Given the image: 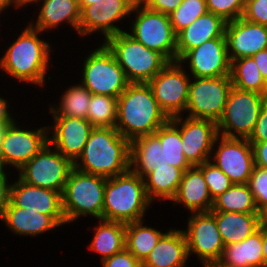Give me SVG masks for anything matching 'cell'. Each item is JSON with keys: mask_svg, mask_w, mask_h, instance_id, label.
<instances>
[{"mask_svg": "<svg viewBox=\"0 0 267 267\" xmlns=\"http://www.w3.org/2000/svg\"><path fill=\"white\" fill-rule=\"evenodd\" d=\"M168 120L148 83H130L117 98L115 129L130 142L154 134Z\"/></svg>", "mask_w": 267, "mask_h": 267, "instance_id": "1", "label": "cell"}, {"mask_svg": "<svg viewBox=\"0 0 267 267\" xmlns=\"http://www.w3.org/2000/svg\"><path fill=\"white\" fill-rule=\"evenodd\" d=\"M79 159L82 164L77 162ZM130 166V141L115 127H94L74 162L77 170L105 178L123 174Z\"/></svg>", "mask_w": 267, "mask_h": 267, "instance_id": "2", "label": "cell"}, {"mask_svg": "<svg viewBox=\"0 0 267 267\" xmlns=\"http://www.w3.org/2000/svg\"><path fill=\"white\" fill-rule=\"evenodd\" d=\"M150 203L144 179L129 169L107 178L102 219L124 224L141 221Z\"/></svg>", "mask_w": 267, "mask_h": 267, "instance_id": "3", "label": "cell"}, {"mask_svg": "<svg viewBox=\"0 0 267 267\" xmlns=\"http://www.w3.org/2000/svg\"><path fill=\"white\" fill-rule=\"evenodd\" d=\"M40 32L29 24L0 59V67L13 78L44 85L51 48L38 38Z\"/></svg>", "mask_w": 267, "mask_h": 267, "instance_id": "4", "label": "cell"}, {"mask_svg": "<svg viewBox=\"0 0 267 267\" xmlns=\"http://www.w3.org/2000/svg\"><path fill=\"white\" fill-rule=\"evenodd\" d=\"M104 43L113 52L129 83H148L169 61L122 31Z\"/></svg>", "mask_w": 267, "mask_h": 267, "instance_id": "5", "label": "cell"}, {"mask_svg": "<svg viewBox=\"0 0 267 267\" xmlns=\"http://www.w3.org/2000/svg\"><path fill=\"white\" fill-rule=\"evenodd\" d=\"M107 178L73 168L62 193V207L66 223L83 215L102 219L104 190Z\"/></svg>", "mask_w": 267, "mask_h": 267, "instance_id": "6", "label": "cell"}, {"mask_svg": "<svg viewBox=\"0 0 267 267\" xmlns=\"http://www.w3.org/2000/svg\"><path fill=\"white\" fill-rule=\"evenodd\" d=\"M266 101L267 95L233 86L229 92L224 113L217 123L218 135L248 139L253 133L260 110Z\"/></svg>", "mask_w": 267, "mask_h": 267, "instance_id": "7", "label": "cell"}, {"mask_svg": "<svg viewBox=\"0 0 267 267\" xmlns=\"http://www.w3.org/2000/svg\"><path fill=\"white\" fill-rule=\"evenodd\" d=\"M135 10L137 18L129 35L147 48L162 54L169 62L177 61L176 34L170 16L149 10L139 0L132 8V11Z\"/></svg>", "mask_w": 267, "mask_h": 267, "instance_id": "8", "label": "cell"}, {"mask_svg": "<svg viewBox=\"0 0 267 267\" xmlns=\"http://www.w3.org/2000/svg\"><path fill=\"white\" fill-rule=\"evenodd\" d=\"M83 68L82 85L92 94L118 98L130 84L105 43L86 58Z\"/></svg>", "mask_w": 267, "mask_h": 267, "instance_id": "9", "label": "cell"}, {"mask_svg": "<svg viewBox=\"0 0 267 267\" xmlns=\"http://www.w3.org/2000/svg\"><path fill=\"white\" fill-rule=\"evenodd\" d=\"M189 84L186 111L188 117L218 123L222 117L233 84L230 76L214 78L195 77Z\"/></svg>", "mask_w": 267, "mask_h": 267, "instance_id": "10", "label": "cell"}, {"mask_svg": "<svg viewBox=\"0 0 267 267\" xmlns=\"http://www.w3.org/2000/svg\"><path fill=\"white\" fill-rule=\"evenodd\" d=\"M51 152L48 143L20 169L19 178L27 184L63 193L74 163L57 149Z\"/></svg>", "mask_w": 267, "mask_h": 267, "instance_id": "11", "label": "cell"}, {"mask_svg": "<svg viewBox=\"0 0 267 267\" xmlns=\"http://www.w3.org/2000/svg\"><path fill=\"white\" fill-rule=\"evenodd\" d=\"M180 65L179 61L169 62L148 82L158 105L169 119L180 116L187 107L190 80Z\"/></svg>", "mask_w": 267, "mask_h": 267, "instance_id": "12", "label": "cell"}, {"mask_svg": "<svg viewBox=\"0 0 267 267\" xmlns=\"http://www.w3.org/2000/svg\"><path fill=\"white\" fill-rule=\"evenodd\" d=\"M46 127L35 131L22 130L14 123L7 126L0 146V162L20 169L30 161L48 143Z\"/></svg>", "mask_w": 267, "mask_h": 267, "instance_id": "13", "label": "cell"}, {"mask_svg": "<svg viewBox=\"0 0 267 267\" xmlns=\"http://www.w3.org/2000/svg\"><path fill=\"white\" fill-rule=\"evenodd\" d=\"M183 232L187 241L188 255L194 252L202 263L220 260L225 245L211 211L195 212L188 220L187 230Z\"/></svg>", "mask_w": 267, "mask_h": 267, "instance_id": "14", "label": "cell"}, {"mask_svg": "<svg viewBox=\"0 0 267 267\" xmlns=\"http://www.w3.org/2000/svg\"><path fill=\"white\" fill-rule=\"evenodd\" d=\"M178 116L184 157L191 166H198L210 158L214 144L219 141L217 124L210 120Z\"/></svg>", "mask_w": 267, "mask_h": 267, "instance_id": "15", "label": "cell"}, {"mask_svg": "<svg viewBox=\"0 0 267 267\" xmlns=\"http://www.w3.org/2000/svg\"><path fill=\"white\" fill-rule=\"evenodd\" d=\"M220 145L213 162L233 182L247 184L252 174L254 154L251 143L246 138H227L219 135Z\"/></svg>", "mask_w": 267, "mask_h": 267, "instance_id": "16", "label": "cell"}, {"mask_svg": "<svg viewBox=\"0 0 267 267\" xmlns=\"http://www.w3.org/2000/svg\"><path fill=\"white\" fill-rule=\"evenodd\" d=\"M187 60L193 78L230 76L231 62L227 52L225 35L206 41L187 51L178 61L182 64Z\"/></svg>", "mask_w": 267, "mask_h": 267, "instance_id": "17", "label": "cell"}, {"mask_svg": "<svg viewBox=\"0 0 267 267\" xmlns=\"http://www.w3.org/2000/svg\"><path fill=\"white\" fill-rule=\"evenodd\" d=\"M137 1L105 0L100 4L85 6L81 10L78 33L83 36L101 30L105 41L121 33L123 30L113 24L133 12L132 8Z\"/></svg>", "mask_w": 267, "mask_h": 267, "instance_id": "18", "label": "cell"}, {"mask_svg": "<svg viewBox=\"0 0 267 267\" xmlns=\"http://www.w3.org/2000/svg\"><path fill=\"white\" fill-rule=\"evenodd\" d=\"M9 201L14 206L50 215L59 225L66 223L60 192L27 184L19 178L10 185Z\"/></svg>", "mask_w": 267, "mask_h": 267, "instance_id": "19", "label": "cell"}, {"mask_svg": "<svg viewBox=\"0 0 267 267\" xmlns=\"http://www.w3.org/2000/svg\"><path fill=\"white\" fill-rule=\"evenodd\" d=\"M225 39L230 62L251 57L267 49V26L240 17L227 22Z\"/></svg>", "mask_w": 267, "mask_h": 267, "instance_id": "20", "label": "cell"}, {"mask_svg": "<svg viewBox=\"0 0 267 267\" xmlns=\"http://www.w3.org/2000/svg\"><path fill=\"white\" fill-rule=\"evenodd\" d=\"M53 117L55 126L49 143L74 163L81 155L94 126L87 119L62 115Z\"/></svg>", "mask_w": 267, "mask_h": 267, "instance_id": "21", "label": "cell"}, {"mask_svg": "<svg viewBox=\"0 0 267 267\" xmlns=\"http://www.w3.org/2000/svg\"><path fill=\"white\" fill-rule=\"evenodd\" d=\"M227 22L212 12L198 17L188 27L176 35L177 61L189 50L200 46L206 41L225 35Z\"/></svg>", "mask_w": 267, "mask_h": 267, "instance_id": "22", "label": "cell"}, {"mask_svg": "<svg viewBox=\"0 0 267 267\" xmlns=\"http://www.w3.org/2000/svg\"><path fill=\"white\" fill-rule=\"evenodd\" d=\"M188 257L187 241L183 230L172 229L161 236L141 266L184 267Z\"/></svg>", "mask_w": 267, "mask_h": 267, "instance_id": "23", "label": "cell"}, {"mask_svg": "<svg viewBox=\"0 0 267 267\" xmlns=\"http://www.w3.org/2000/svg\"><path fill=\"white\" fill-rule=\"evenodd\" d=\"M171 201L184 204L194 213L212 210L214 200L198 166H191L184 172L177 193Z\"/></svg>", "mask_w": 267, "mask_h": 267, "instance_id": "24", "label": "cell"}, {"mask_svg": "<svg viewBox=\"0 0 267 267\" xmlns=\"http://www.w3.org/2000/svg\"><path fill=\"white\" fill-rule=\"evenodd\" d=\"M167 164L164 148L161 147V142L155 134L141 136L130 142V169L141 178L145 179L155 167Z\"/></svg>", "mask_w": 267, "mask_h": 267, "instance_id": "25", "label": "cell"}, {"mask_svg": "<svg viewBox=\"0 0 267 267\" xmlns=\"http://www.w3.org/2000/svg\"><path fill=\"white\" fill-rule=\"evenodd\" d=\"M8 228L19 235H34L60 226L50 215L14 206L10 201L1 217Z\"/></svg>", "mask_w": 267, "mask_h": 267, "instance_id": "26", "label": "cell"}, {"mask_svg": "<svg viewBox=\"0 0 267 267\" xmlns=\"http://www.w3.org/2000/svg\"><path fill=\"white\" fill-rule=\"evenodd\" d=\"M225 246L241 242L259 229L260 213L211 211Z\"/></svg>", "mask_w": 267, "mask_h": 267, "instance_id": "27", "label": "cell"}, {"mask_svg": "<svg viewBox=\"0 0 267 267\" xmlns=\"http://www.w3.org/2000/svg\"><path fill=\"white\" fill-rule=\"evenodd\" d=\"M262 225L241 242L224 247L220 260L231 267H264Z\"/></svg>", "mask_w": 267, "mask_h": 267, "instance_id": "28", "label": "cell"}, {"mask_svg": "<svg viewBox=\"0 0 267 267\" xmlns=\"http://www.w3.org/2000/svg\"><path fill=\"white\" fill-rule=\"evenodd\" d=\"M80 17L81 9L78 0H43L36 25H30L43 32L67 21L78 31Z\"/></svg>", "mask_w": 267, "mask_h": 267, "instance_id": "29", "label": "cell"}, {"mask_svg": "<svg viewBox=\"0 0 267 267\" xmlns=\"http://www.w3.org/2000/svg\"><path fill=\"white\" fill-rule=\"evenodd\" d=\"M187 169H180L170 164L155 167L144 179L145 190L149 200L155 197L172 200L178 190L179 184Z\"/></svg>", "mask_w": 267, "mask_h": 267, "instance_id": "30", "label": "cell"}, {"mask_svg": "<svg viewBox=\"0 0 267 267\" xmlns=\"http://www.w3.org/2000/svg\"><path fill=\"white\" fill-rule=\"evenodd\" d=\"M89 248L102 255V261L125 248L126 224L100 219Z\"/></svg>", "mask_w": 267, "mask_h": 267, "instance_id": "31", "label": "cell"}, {"mask_svg": "<svg viewBox=\"0 0 267 267\" xmlns=\"http://www.w3.org/2000/svg\"><path fill=\"white\" fill-rule=\"evenodd\" d=\"M230 78L234 87L267 95V83L252 56L231 61Z\"/></svg>", "mask_w": 267, "mask_h": 267, "instance_id": "32", "label": "cell"}, {"mask_svg": "<svg viewBox=\"0 0 267 267\" xmlns=\"http://www.w3.org/2000/svg\"><path fill=\"white\" fill-rule=\"evenodd\" d=\"M142 222L143 220L128 223L125 229V247L141 263L147 258L164 234L154 228L142 226Z\"/></svg>", "mask_w": 267, "mask_h": 267, "instance_id": "33", "label": "cell"}, {"mask_svg": "<svg viewBox=\"0 0 267 267\" xmlns=\"http://www.w3.org/2000/svg\"><path fill=\"white\" fill-rule=\"evenodd\" d=\"M178 126L180 125L177 116L169 119L154 134L159 138L161 147L164 148L165 162L180 169H188L191 165L184 157Z\"/></svg>", "mask_w": 267, "mask_h": 267, "instance_id": "34", "label": "cell"}, {"mask_svg": "<svg viewBox=\"0 0 267 267\" xmlns=\"http://www.w3.org/2000/svg\"><path fill=\"white\" fill-rule=\"evenodd\" d=\"M211 211L260 213L248 184H233L214 199Z\"/></svg>", "mask_w": 267, "mask_h": 267, "instance_id": "35", "label": "cell"}, {"mask_svg": "<svg viewBox=\"0 0 267 267\" xmlns=\"http://www.w3.org/2000/svg\"><path fill=\"white\" fill-rule=\"evenodd\" d=\"M92 93L82 84L69 88L61 98L59 108L50 107L53 115H62L87 119L88 105Z\"/></svg>", "mask_w": 267, "mask_h": 267, "instance_id": "36", "label": "cell"}, {"mask_svg": "<svg viewBox=\"0 0 267 267\" xmlns=\"http://www.w3.org/2000/svg\"><path fill=\"white\" fill-rule=\"evenodd\" d=\"M117 119V98L92 94L88 105L87 120L94 127H115Z\"/></svg>", "mask_w": 267, "mask_h": 267, "instance_id": "37", "label": "cell"}, {"mask_svg": "<svg viewBox=\"0 0 267 267\" xmlns=\"http://www.w3.org/2000/svg\"><path fill=\"white\" fill-rule=\"evenodd\" d=\"M208 12L206 0H183L169 16L175 34Z\"/></svg>", "mask_w": 267, "mask_h": 267, "instance_id": "38", "label": "cell"}, {"mask_svg": "<svg viewBox=\"0 0 267 267\" xmlns=\"http://www.w3.org/2000/svg\"><path fill=\"white\" fill-rule=\"evenodd\" d=\"M211 161L212 160L205 161L198 165V167L202 170L203 178L207 183L209 193L214 200L229 189L233 185V182L219 167L214 163H211Z\"/></svg>", "mask_w": 267, "mask_h": 267, "instance_id": "39", "label": "cell"}, {"mask_svg": "<svg viewBox=\"0 0 267 267\" xmlns=\"http://www.w3.org/2000/svg\"><path fill=\"white\" fill-rule=\"evenodd\" d=\"M246 0H206L208 12L222 17L226 22L243 16Z\"/></svg>", "mask_w": 267, "mask_h": 267, "instance_id": "40", "label": "cell"}, {"mask_svg": "<svg viewBox=\"0 0 267 267\" xmlns=\"http://www.w3.org/2000/svg\"><path fill=\"white\" fill-rule=\"evenodd\" d=\"M247 184L261 212L267 206V169L254 166Z\"/></svg>", "mask_w": 267, "mask_h": 267, "instance_id": "41", "label": "cell"}, {"mask_svg": "<svg viewBox=\"0 0 267 267\" xmlns=\"http://www.w3.org/2000/svg\"><path fill=\"white\" fill-rule=\"evenodd\" d=\"M242 18L267 26V0H246Z\"/></svg>", "mask_w": 267, "mask_h": 267, "instance_id": "42", "label": "cell"}, {"mask_svg": "<svg viewBox=\"0 0 267 267\" xmlns=\"http://www.w3.org/2000/svg\"><path fill=\"white\" fill-rule=\"evenodd\" d=\"M103 267H142L141 262L125 247L102 261Z\"/></svg>", "mask_w": 267, "mask_h": 267, "instance_id": "43", "label": "cell"}, {"mask_svg": "<svg viewBox=\"0 0 267 267\" xmlns=\"http://www.w3.org/2000/svg\"><path fill=\"white\" fill-rule=\"evenodd\" d=\"M248 141L250 143L267 142V101L260 110L257 123Z\"/></svg>", "mask_w": 267, "mask_h": 267, "instance_id": "44", "label": "cell"}, {"mask_svg": "<svg viewBox=\"0 0 267 267\" xmlns=\"http://www.w3.org/2000/svg\"><path fill=\"white\" fill-rule=\"evenodd\" d=\"M149 10L170 15L183 0H139Z\"/></svg>", "mask_w": 267, "mask_h": 267, "instance_id": "45", "label": "cell"}, {"mask_svg": "<svg viewBox=\"0 0 267 267\" xmlns=\"http://www.w3.org/2000/svg\"><path fill=\"white\" fill-rule=\"evenodd\" d=\"M255 166L267 169V142L251 143Z\"/></svg>", "mask_w": 267, "mask_h": 267, "instance_id": "46", "label": "cell"}, {"mask_svg": "<svg viewBox=\"0 0 267 267\" xmlns=\"http://www.w3.org/2000/svg\"><path fill=\"white\" fill-rule=\"evenodd\" d=\"M7 180V175L3 170L0 173V218L3 215L5 207L9 203L10 186L8 185V183H6Z\"/></svg>", "mask_w": 267, "mask_h": 267, "instance_id": "47", "label": "cell"}, {"mask_svg": "<svg viewBox=\"0 0 267 267\" xmlns=\"http://www.w3.org/2000/svg\"><path fill=\"white\" fill-rule=\"evenodd\" d=\"M252 58L255 60L261 76L267 83V49L259 51Z\"/></svg>", "mask_w": 267, "mask_h": 267, "instance_id": "48", "label": "cell"}, {"mask_svg": "<svg viewBox=\"0 0 267 267\" xmlns=\"http://www.w3.org/2000/svg\"><path fill=\"white\" fill-rule=\"evenodd\" d=\"M7 101L0 97V124H12L15 121L7 111Z\"/></svg>", "mask_w": 267, "mask_h": 267, "instance_id": "49", "label": "cell"}, {"mask_svg": "<svg viewBox=\"0 0 267 267\" xmlns=\"http://www.w3.org/2000/svg\"><path fill=\"white\" fill-rule=\"evenodd\" d=\"M262 241H263V258H264V267H267V227L262 226Z\"/></svg>", "mask_w": 267, "mask_h": 267, "instance_id": "50", "label": "cell"}, {"mask_svg": "<svg viewBox=\"0 0 267 267\" xmlns=\"http://www.w3.org/2000/svg\"><path fill=\"white\" fill-rule=\"evenodd\" d=\"M204 267H231L229 265L224 264L221 260H210L203 262Z\"/></svg>", "mask_w": 267, "mask_h": 267, "instance_id": "51", "label": "cell"}, {"mask_svg": "<svg viewBox=\"0 0 267 267\" xmlns=\"http://www.w3.org/2000/svg\"><path fill=\"white\" fill-rule=\"evenodd\" d=\"M105 0H78L80 9L82 10L85 6L100 4Z\"/></svg>", "mask_w": 267, "mask_h": 267, "instance_id": "52", "label": "cell"}, {"mask_svg": "<svg viewBox=\"0 0 267 267\" xmlns=\"http://www.w3.org/2000/svg\"><path fill=\"white\" fill-rule=\"evenodd\" d=\"M260 220V225L267 227V206L260 212Z\"/></svg>", "mask_w": 267, "mask_h": 267, "instance_id": "53", "label": "cell"}, {"mask_svg": "<svg viewBox=\"0 0 267 267\" xmlns=\"http://www.w3.org/2000/svg\"><path fill=\"white\" fill-rule=\"evenodd\" d=\"M14 1V5H16V7H20L22 5H25V4H28V3H33V2H36L38 1L39 3V0H13Z\"/></svg>", "mask_w": 267, "mask_h": 267, "instance_id": "54", "label": "cell"}, {"mask_svg": "<svg viewBox=\"0 0 267 267\" xmlns=\"http://www.w3.org/2000/svg\"><path fill=\"white\" fill-rule=\"evenodd\" d=\"M12 2L14 3L13 0H0V12L5 10Z\"/></svg>", "mask_w": 267, "mask_h": 267, "instance_id": "55", "label": "cell"}, {"mask_svg": "<svg viewBox=\"0 0 267 267\" xmlns=\"http://www.w3.org/2000/svg\"><path fill=\"white\" fill-rule=\"evenodd\" d=\"M8 125L10 124H0V146H1V140L3 138L4 132Z\"/></svg>", "mask_w": 267, "mask_h": 267, "instance_id": "56", "label": "cell"}, {"mask_svg": "<svg viewBox=\"0 0 267 267\" xmlns=\"http://www.w3.org/2000/svg\"><path fill=\"white\" fill-rule=\"evenodd\" d=\"M3 171V167L1 165V162H0V173Z\"/></svg>", "mask_w": 267, "mask_h": 267, "instance_id": "57", "label": "cell"}]
</instances>
